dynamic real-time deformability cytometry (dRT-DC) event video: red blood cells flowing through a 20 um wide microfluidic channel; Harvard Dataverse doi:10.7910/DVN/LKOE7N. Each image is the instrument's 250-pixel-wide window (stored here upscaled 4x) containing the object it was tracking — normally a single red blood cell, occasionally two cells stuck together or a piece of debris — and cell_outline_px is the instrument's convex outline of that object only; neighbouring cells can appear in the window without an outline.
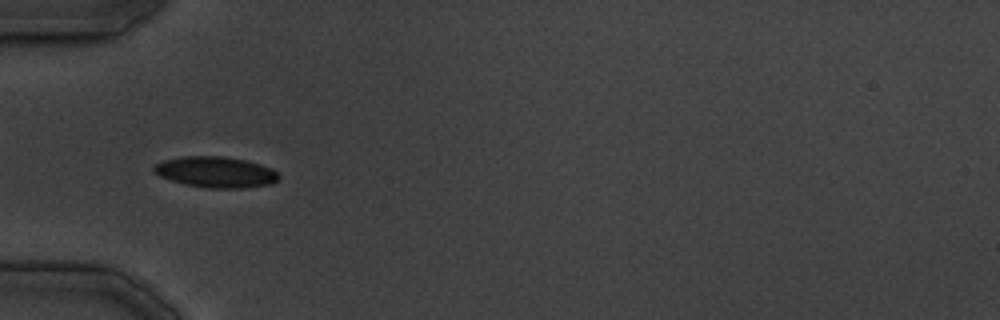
{"species": "common noctule bat (a hibernating species)", "species_latin": "Nyctalus noctula", "temperature_condition": "cold", "stored_images_in_passage": 25, "camera_frame_rate_fps": 3000, "um_per_image_px": 0.085, "animal": {"sex": "male", "body_mass_g": 19.5, "forearm_length_mm": 54.6}, "frame": {"image": 1, "passage_image": 1, "time_ms": 0.0, "image_size_px": [1000, 320], "cell_outline_px": [[280, 176], [272, 184], [244, 188], [208, 188], [184, 184], [160, 176], [152, 168], [156, 164], [164, 160], [184, 156], [224, 156], [244, 160], [260, 164], [272, 168]], "centroid_in_image_um": [18.36, 14.63], "position_along_channel_um": 66.6, "area_um2": 22.37}}
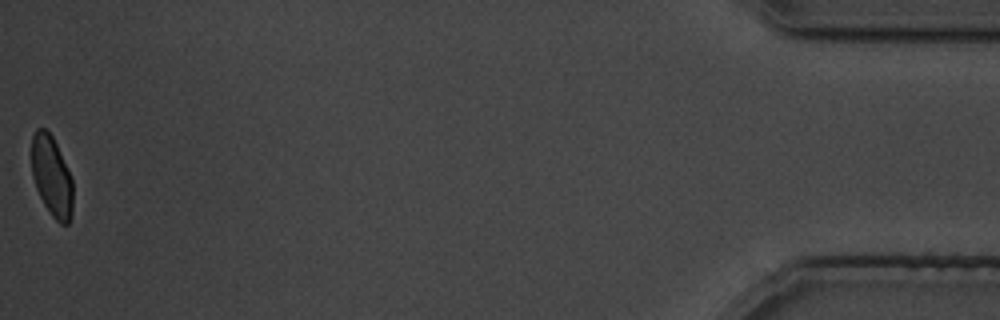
{"frame": {"image": 2, "passage_image": 25, "time_ms": 31.0, "image_size_px": [1000, 320], "cell_outline_px": [[72, 212], [68, 224], [60, 224], [52, 216], [44, 204], [36, 188], [32, 176], [32, 136], [36, 128], [44, 128], [52, 136], [56, 144], [72, 180]], "centroid_in_image_um": [4.38, 15.0], "position_along_channel_um": 430.8, "area_um2": 19.07}}